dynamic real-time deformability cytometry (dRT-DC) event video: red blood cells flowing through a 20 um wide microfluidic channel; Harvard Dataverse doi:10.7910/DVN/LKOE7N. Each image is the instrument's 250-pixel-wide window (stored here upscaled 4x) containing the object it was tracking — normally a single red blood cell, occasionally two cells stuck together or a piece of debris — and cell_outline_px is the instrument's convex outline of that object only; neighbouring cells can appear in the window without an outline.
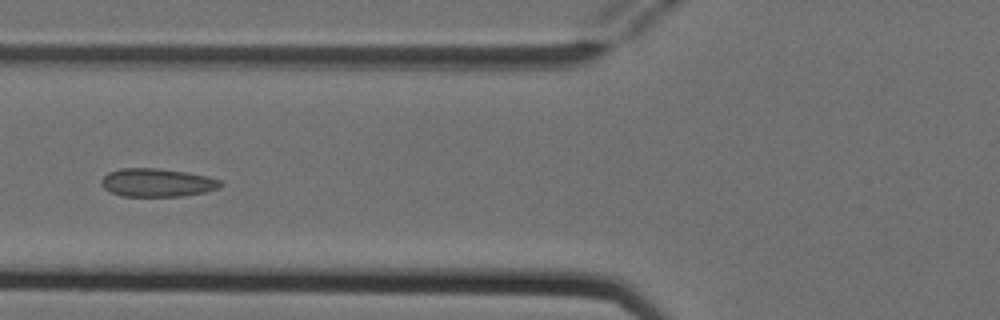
{"species": "Egyptian fruit bat (a non-hibernating species)", "species_latin": "Rousettus aegyptiacus", "temperature_condition": "cold", "stored_images_in_passage": 6, "camera_frame_rate_fps": 3000, "um_per_image_px": 0.085, "animal": {"sex": "female"}, "frame": {"image": 1, "passage_image": 6, "time_ms": 1.667, "image_size_px": [1000, 320], "cell_outline_px": [[224, 184], [220, 188], [204, 192], [180, 196], [120, 196], [104, 188], [100, 184], [100, 180], [108, 172], [120, 168], [160, 168], [188, 172], [208, 176], [220, 180]], "centroid_in_image_um": [13.36, 15.51], "position_along_channel_um": 112.4, "area_um2": 19.83}}